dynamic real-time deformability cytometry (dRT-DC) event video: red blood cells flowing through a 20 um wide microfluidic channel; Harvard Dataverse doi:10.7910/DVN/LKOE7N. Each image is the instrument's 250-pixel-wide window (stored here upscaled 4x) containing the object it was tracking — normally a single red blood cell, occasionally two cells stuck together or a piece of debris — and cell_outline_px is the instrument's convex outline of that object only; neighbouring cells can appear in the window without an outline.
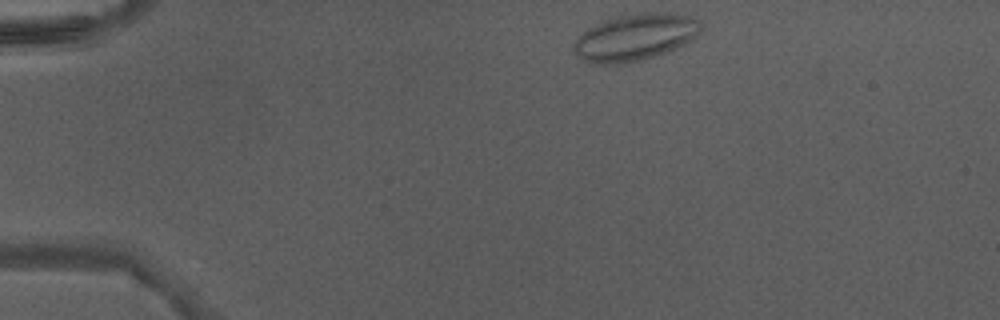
{"species": "Egyptian fruit bat (a non-hibernating species)", "species_latin": "Rousettus aegyptiacus", "temperature_condition": "warm", "stored_images_in_passage": 39, "camera_frame_rate_fps": 3000, "um_per_image_px": 0.085, "animal": {"sex": "male"}, "frame": {"image": 1, "passage_image": 1, "time_ms": 0.0, "image_size_px": [1000, 320], "cell_outline_px": [[700, 32], [684, 44], [676, 48], [640, 60], [620, 64], [588, 64], [572, 48], [572, 44], [580, 32], [612, 16], [652, 12], [668, 12], [688, 16], [700, 20]], "centroid_in_image_um": [53.93, 3.16], "position_along_channel_um": 31.1, "area_um2": 34.56}}